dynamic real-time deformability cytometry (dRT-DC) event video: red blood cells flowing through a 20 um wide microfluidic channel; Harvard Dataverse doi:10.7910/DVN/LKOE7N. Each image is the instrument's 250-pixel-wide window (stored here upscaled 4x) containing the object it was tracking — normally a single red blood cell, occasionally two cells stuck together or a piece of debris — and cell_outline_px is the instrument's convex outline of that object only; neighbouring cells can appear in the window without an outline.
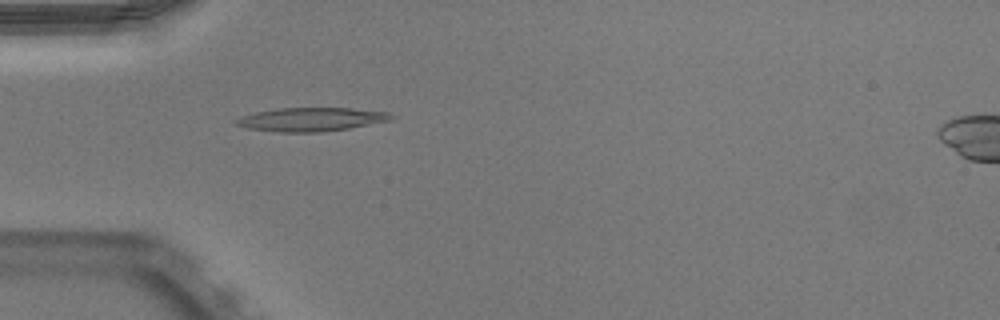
{"species": "Egyptian fruit bat (a non-hibernating species)", "species_latin": "Rousettus aegyptiacus", "temperature_condition": "warm", "stored_images_in_passage": 36, "camera_frame_rate_fps": 3000, "um_per_image_px": 0.085, "animal": {"sex": "male"}, "frame": {"image": 1, "passage_image": 1, "time_ms": 0.0, "image_size_px": [1000, 320], "cell_outline_px": [[396, 116], [392, 120], [348, 128], [320, 132], [276, 132], [248, 128], [236, 124], [232, 120], [240, 116], [256, 112], [280, 108], [352, 108], [388, 112]], "centroid_in_image_um": [26.45, 10.14], "position_along_channel_um": 58.6, "area_um2": 21.39}}
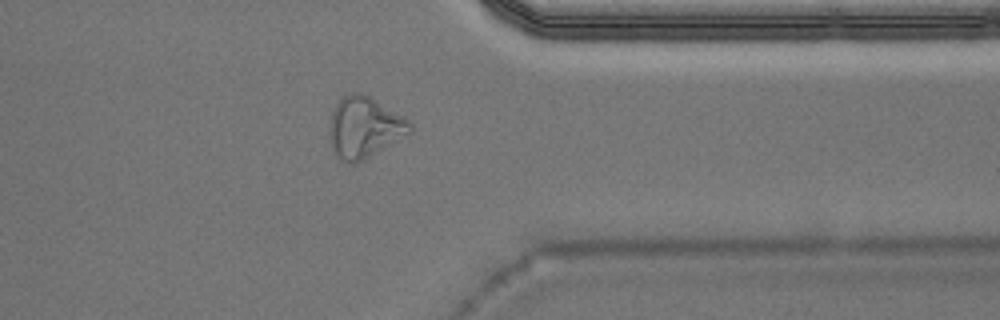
{"frame": {"image": 2, "passage_image": 26, "time_ms": 8.333, "image_size_px": [1000, 320], "cell_outline_px": [[412, 132], [356, 164], [352, 164], [344, 160], [332, 148], [328, 132], [328, 128], [332, 112], [336, 104], [344, 96], [352, 92], [360, 92], [368, 96], [404, 116], [412, 124]], "centroid_in_image_um": [30.97, 10.82], "position_along_channel_um": 380.4, "area_um2": 28.32}, "authors_computed_cell_mechanics": {"area_um2": 20.2878, "velocity_mm_per_s": 3.983, "shape_relaxation_time_tau1_ms": null, "shape_relaxation_time_tau2_ms": 4.914, "deformation_change_tau1": null, "deformation_change_tau2": 0.1994}}